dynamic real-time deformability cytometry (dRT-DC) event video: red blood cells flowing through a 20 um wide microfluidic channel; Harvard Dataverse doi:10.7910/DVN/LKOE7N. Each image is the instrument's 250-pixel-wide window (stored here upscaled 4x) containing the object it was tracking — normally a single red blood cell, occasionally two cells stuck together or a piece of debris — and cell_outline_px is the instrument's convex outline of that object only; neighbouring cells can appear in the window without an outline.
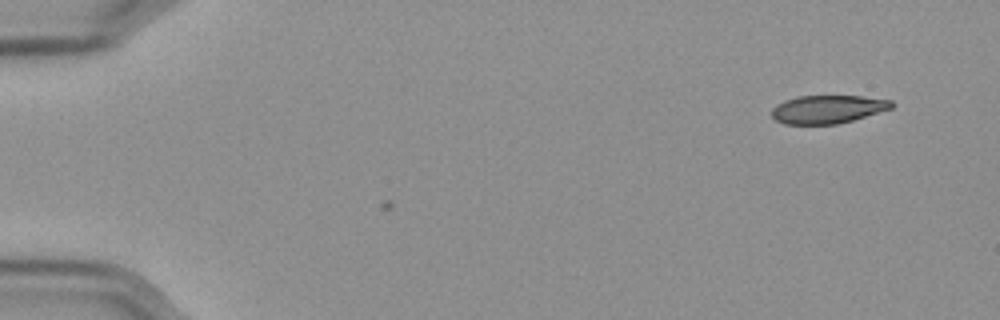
{"species": "Egyptian fruit bat (a non-hibernating species)", "species_latin": "Rousettus aegyptiacus", "temperature_condition": "cold", "stored_images_in_passage": 5, "camera_frame_rate_fps": 3000, "um_per_image_px": 0.085, "frame": {"image": 1, "passage_image": 5, "time_ms": 1.333, "image_size_px": [1000, 320], "cell_outline_px": [[892, 108], [852, 120], [836, 124], [784, 124], [776, 120], [772, 116], [772, 108], [776, 104], [784, 100], [796, 96], [860, 96], [892, 100]], "centroid_in_image_um": [70.31, 9.28], "position_along_channel_um": 14.7, "area_um2": 19.59}}